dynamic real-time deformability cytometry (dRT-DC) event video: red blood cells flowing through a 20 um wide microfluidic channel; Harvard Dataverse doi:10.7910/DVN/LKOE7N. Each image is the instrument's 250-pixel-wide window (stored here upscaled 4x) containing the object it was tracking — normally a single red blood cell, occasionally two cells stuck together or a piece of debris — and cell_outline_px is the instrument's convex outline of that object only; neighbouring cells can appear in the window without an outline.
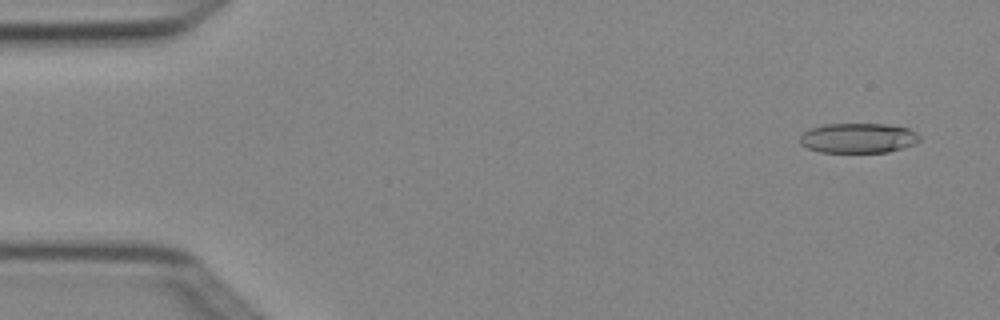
{"species": "Egyptian fruit bat (a non-hibernating species)", "species_latin": "Rousettus aegyptiacus", "temperature_condition": "cold", "stored_images_in_passage": 4, "camera_frame_rate_fps": 3000, "um_per_image_px": 0.085, "animal": {"sex": "female"}, "frame": {"image": 1, "passage_image": 1, "time_ms": 0.0, "image_size_px": [1000, 320], "cell_outline_px": [[920, 140], [916, 144], [888, 152], [820, 152], [808, 148], [800, 144], [800, 136], [808, 128], [824, 124], [884, 124], [908, 128], [916, 132], [920, 136]], "centroid_in_image_um": [72.94, 11.73], "position_along_channel_um": 12.1, "area_um2": 20.98}}